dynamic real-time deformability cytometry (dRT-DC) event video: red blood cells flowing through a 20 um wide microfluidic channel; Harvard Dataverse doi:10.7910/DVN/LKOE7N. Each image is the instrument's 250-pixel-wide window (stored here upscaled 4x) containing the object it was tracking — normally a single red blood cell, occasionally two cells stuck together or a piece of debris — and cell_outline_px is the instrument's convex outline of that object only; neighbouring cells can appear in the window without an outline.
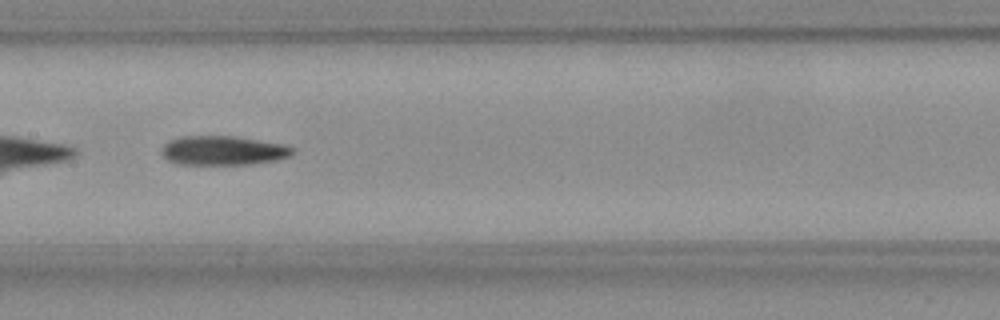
{"species": "Egyptian fruit bat (a non-hibernating species)", "species_latin": "Rousettus aegyptiacus", "temperature_condition": "room temperature", "stored_images_in_passage": 31, "camera_frame_rate_fps": 3000, "um_per_image_px": 0.085, "frame": {"image": 1, "passage_image": 10, "time_ms": 3.0, "image_size_px": [1000, 320], "cell_outline_px": [[296, 152], [288, 156], [276, 160], [248, 164], [180, 164], [168, 160], [160, 152], [164, 144], [168, 140], [180, 136], [236, 136], [284, 144], [292, 148]], "centroid_in_image_um": [18.94, 12.78], "position_along_channel_um": 188.5, "area_um2": 22.31}}